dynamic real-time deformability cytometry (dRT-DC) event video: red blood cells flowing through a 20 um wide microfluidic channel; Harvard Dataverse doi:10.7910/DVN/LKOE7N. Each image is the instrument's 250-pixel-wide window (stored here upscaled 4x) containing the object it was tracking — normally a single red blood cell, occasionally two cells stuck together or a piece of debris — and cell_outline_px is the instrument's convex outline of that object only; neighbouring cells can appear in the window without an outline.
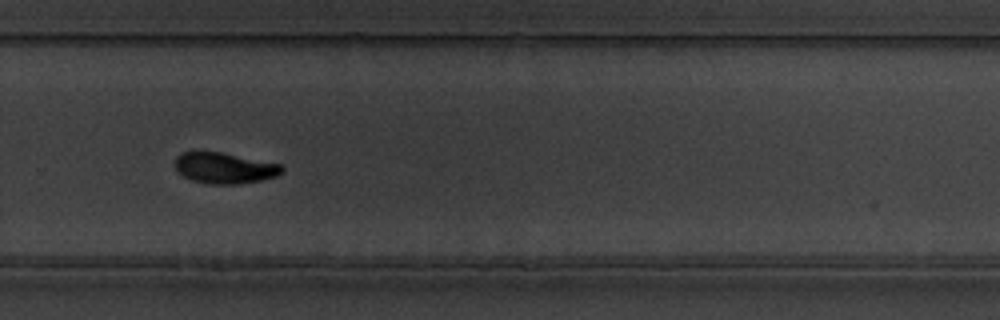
{"species": "common noctule bat (a hibernating species)", "species_latin": "Nyctalus noctula", "temperature_condition": "warm", "stored_images_in_passage": 45, "camera_frame_rate_fps": 3000, "um_per_image_px": 0.085, "animal": {"sex": "male", "body_mass_g": 19.5, "forearm_length_mm": 54.6}, "frame": {"image": 1, "passage_image": 26, "time_ms": 8.333, "image_size_px": [1000, 320], "cell_outline_px": [[284, 172], [276, 176], [260, 180], [236, 184], [208, 184], [192, 180], [184, 176], [176, 168], [176, 156], [180, 152], [224, 152], [280, 164], [284, 168]], "centroid_in_image_um": [19.1, 14.27], "position_along_channel_um": 310.7, "area_um2": 19.19}}
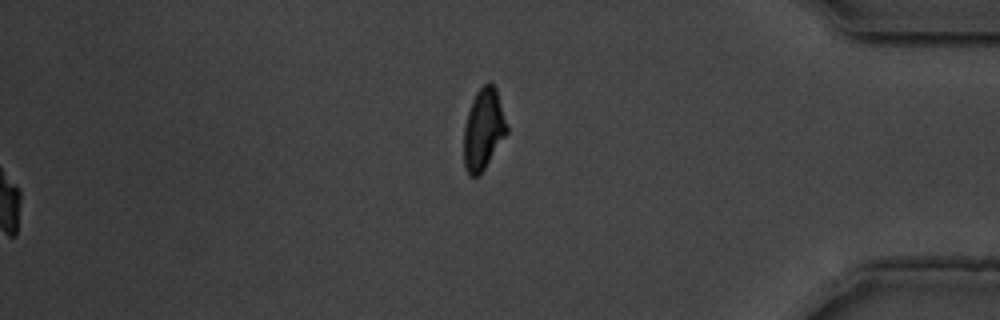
{"frame": {"image": 2, "passage_image": 45, "time_ms": 14.667, "image_size_px": [1000, 320], "cell_outline_px": [[508, 132], [484, 168], [476, 176], [468, 176], [464, 164], [464, 128], [468, 112], [472, 100], [476, 92], [488, 80], [496, 88], [508, 128]], "centroid_in_image_um": [41.09, 10.97], "position_along_channel_um": 394.1, "area_um2": 20.06}, "authors_computed_cell_mechanics": {"area_um2": 19.7676, "velocity_mm_per_s": 3.6389, "shape_relaxation_time_tau1_ms": 2.8503, "shape_relaxation_time_tau2_ms": null, "deformation_change_tau1": 0.144, "deformation_change_tau2": null}}